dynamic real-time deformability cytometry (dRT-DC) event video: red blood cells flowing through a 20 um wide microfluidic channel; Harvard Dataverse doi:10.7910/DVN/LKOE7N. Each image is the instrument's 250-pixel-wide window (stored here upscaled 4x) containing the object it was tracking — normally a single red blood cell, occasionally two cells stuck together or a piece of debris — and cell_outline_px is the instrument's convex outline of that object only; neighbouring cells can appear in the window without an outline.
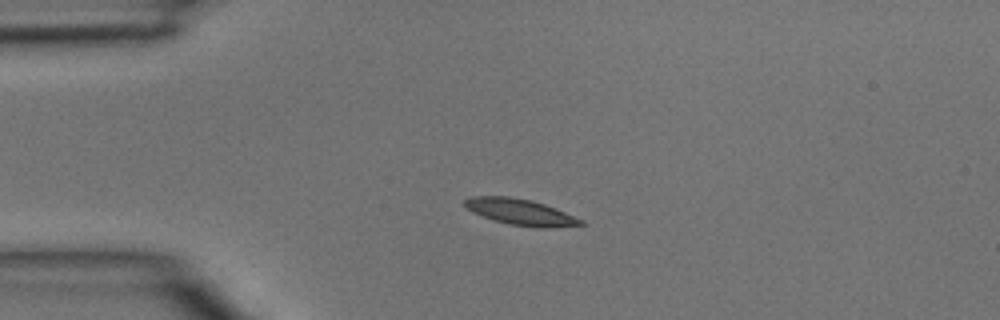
{"species": "common noctule bat (a hibernating species)", "species_latin": "Nyctalus noctula", "temperature_condition": "room temperature", "stored_images_in_passage": 5, "camera_frame_rate_fps": 3000, "um_per_image_px": 0.085, "animal": {"sex": "male", "body_mass_g": 15.6}, "frame": {"image": 1, "passage_image": 4, "time_ms": 1.0, "image_size_px": [1000, 320], "cell_outline_px": [[584, 224], [548, 228], [536, 228], [508, 224], [472, 212], [464, 204], [464, 200], [472, 196], [508, 196], [532, 200], [556, 208], [584, 220]], "centroid_in_image_um": [44.27, 18.02], "position_along_channel_um": 40.7, "area_um2": 17.57}}
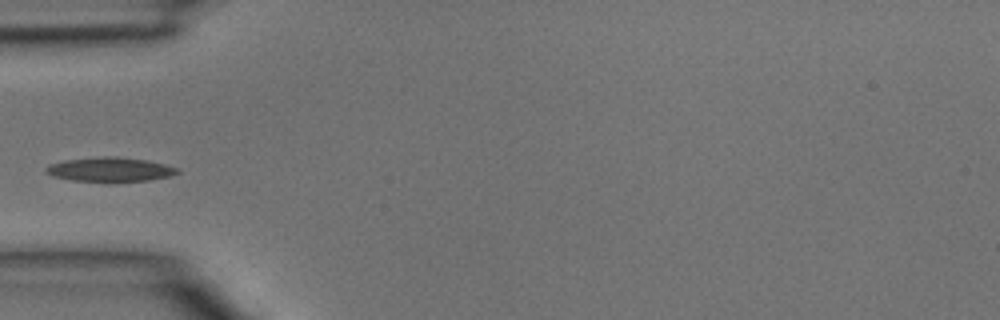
{"frame": {"image": 2, "passage_image": 5, "time_ms": 1.333, "image_size_px": [1000, 320], "cell_outline_px": [[180, 172], [168, 176], [148, 180], [112, 184], [72, 180], [52, 176], [44, 172], [44, 168], [48, 164], [64, 160], [104, 156], [116, 156], [148, 160], [180, 168]], "centroid_in_image_um": [9.32, 14.43], "position_along_channel_um": 75.7, "area_um2": 19.36}}